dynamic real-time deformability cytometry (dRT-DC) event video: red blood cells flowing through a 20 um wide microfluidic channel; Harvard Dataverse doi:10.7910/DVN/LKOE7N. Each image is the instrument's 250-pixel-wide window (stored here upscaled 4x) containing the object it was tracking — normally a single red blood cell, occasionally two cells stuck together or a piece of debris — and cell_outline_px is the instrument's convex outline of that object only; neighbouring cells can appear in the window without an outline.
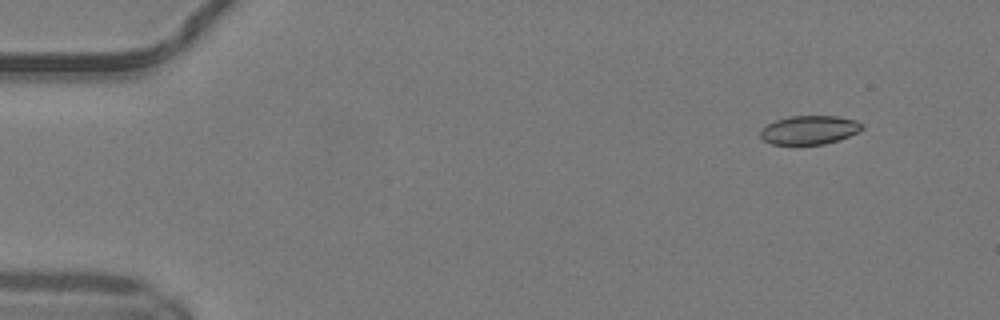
{"species": "common noctule bat (a hibernating species)", "species_latin": "Nyctalus noctula", "temperature_condition": "warm", "stored_images_in_passage": 50, "camera_frame_rate_fps": 3000, "um_per_image_px": 0.085, "animal": {"sex": "male", "body_mass_g": 19.2, "forearm_length_mm": 51.8}, "frame": {"image": 1, "passage_image": 5, "time_ms": 1.333, "image_size_px": [1000, 320], "cell_outline_px": [[864, 128], [848, 136], [824, 144], [772, 144], [764, 140], [760, 136], [760, 128], [776, 120], [788, 116], [836, 116], [856, 120], [864, 124]], "centroid_in_image_um": [68.78, 11.03], "position_along_channel_um": 16.2, "area_um2": 16.94}}
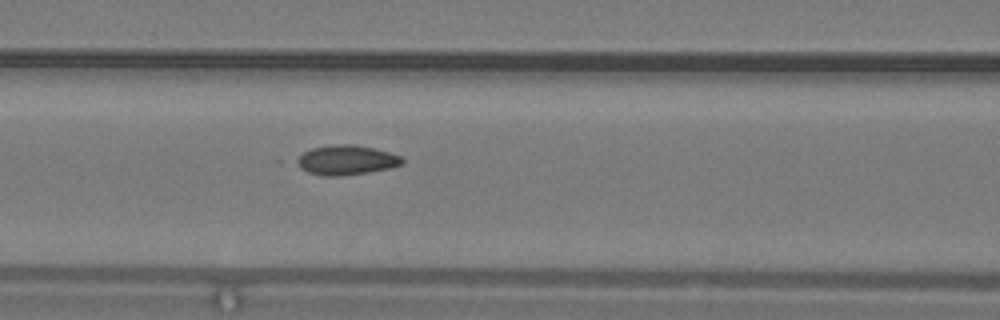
{"frame": {"image": 2, "passage_image": 22, "time_ms": 7.0, "image_size_px": [1000, 320], "cell_outline_px": [[404, 164], [392, 168], [368, 172], [340, 176], [324, 176], [308, 172], [300, 168], [292, 160], [304, 152], [312, 148], [344, 144], [352, 144], [372, 148], [404, 156]], "centroid_in_image_um": [29.45, 13.62], "position_along_channel_um": 137.2, "area_um2": 18.32}}
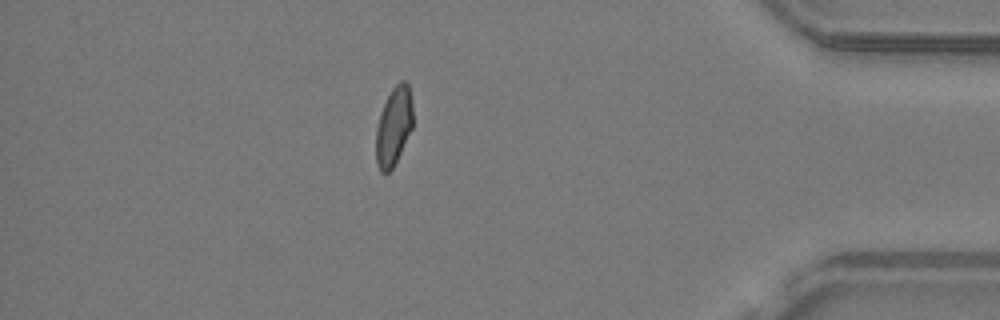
{"frame": {"image": 3, "passage_image": 44, "time_ms": 14.333, "image_size_px": [1000, 320], "cell_outline_px": [[412, 128], [392, 168], [388, 172], [380, 172], [376, 164], [376, 128], [380, 112], [392, 88], [400, 80], [404, 80], [408, 84], [412, 100]], "centroid_in_image_um": [33.45, 10.71], "position_along_channel_um": 401.7, "area_um2": 16.76}}